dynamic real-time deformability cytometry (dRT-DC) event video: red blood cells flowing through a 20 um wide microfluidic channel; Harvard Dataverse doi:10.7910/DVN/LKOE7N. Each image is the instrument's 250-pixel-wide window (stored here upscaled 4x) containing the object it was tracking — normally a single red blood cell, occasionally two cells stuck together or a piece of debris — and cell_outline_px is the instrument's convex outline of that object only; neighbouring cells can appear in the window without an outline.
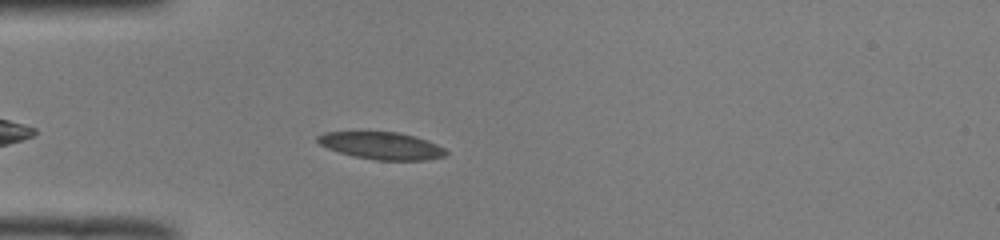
{"species": "common noctule bat (a hibernating species)", "species_latin": "Nyctalus noctula", "temperature_condition": "room temperature", "stored_images_in_passage": 31, "camera_frame_rate_fps": 3000, "um_per_image_px": 0.085, "animal": {"sex": "male", "body_mass_g": 19.0, "forearm_length_mm": 50.8}, "frame": {"image": 1, "passage_image": 5, "time_ms": 1.333, "image_size_px": [1000, 240], "cell_outline_px": [[448, 152], [444, 156], [424, 160], [376, 160], [352, 156], [328, 148], [320, 144], [316, 140], [316, 136], [324, 132], [400, 132], [428, 140], [444, 148]], "centroid_in_image_um": [32.43, 12.38], "position_along_channel_um": 52.6, "area_um2": 20.35}}
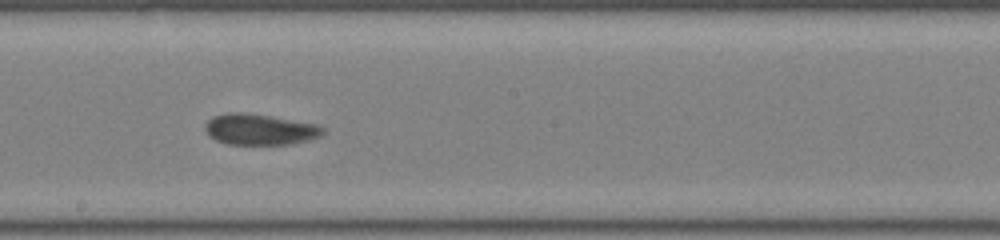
{"frame": {"image": 2, "passage_image": 19, "time_ms": 6.0, "image_size_px": [1000, 240], "cell_outline_px": [[324, 132], [320, 136], [308, 140], [292, 144], [228, 144], [216, 140], [208, 136], [204, 128], [204, 124], [212, 116], [228, 112], [244, 112], [316, 124], [324, 128]], "centroid_in_image_um": [22.03, 11.0], "position_along_channel_um": 226.2, "area_um2": 21.21}}
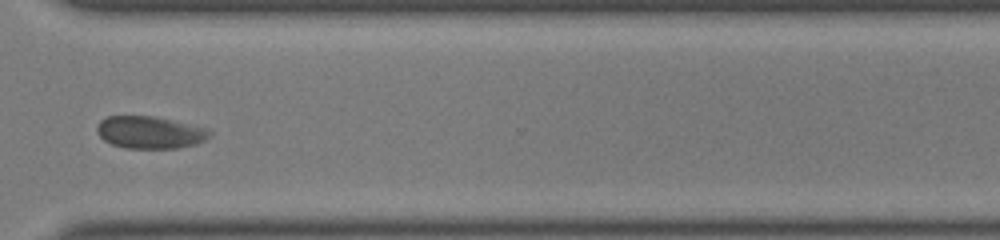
{"frame": {"image": 3, "passage_image": 29, "time_ms": 9.333, "image_size_px": [1000, 240], "cell_outline_px": [[212, 136], [196, 144], [180, 148], [124, 148], [112, 144], [104, 140], [96, 132], [96, 128], [100, 120], [108, 116], [156, 116], [208, 128], [212, 132]], "centroid_in_image_um": [12.77, 11.25], "position_along_channel_um": 357.8, "area_um2": 21.44}, "authors_computed_cell_mechanics": {"area_um2": 21.2126, "velocity_mm_per_s": 3.9246, "shape_relaxation_time_tau1_ms": 9.4947, "shape_relaxation_time_tau2_ms": 1.096, "deformation_change_tau1": 0.167, "deformation_change_tau2": 0.0453}}